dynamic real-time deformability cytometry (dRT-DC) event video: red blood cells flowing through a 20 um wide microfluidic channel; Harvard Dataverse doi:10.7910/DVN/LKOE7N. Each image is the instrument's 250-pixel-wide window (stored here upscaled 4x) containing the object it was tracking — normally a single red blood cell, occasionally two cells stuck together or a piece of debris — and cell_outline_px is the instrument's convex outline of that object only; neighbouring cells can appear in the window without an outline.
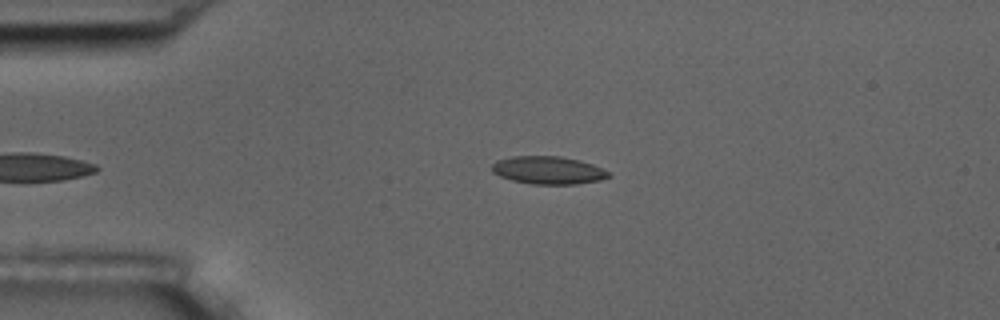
{"species": "common noctule bat (a hibernating species)", "species_latin": "Nyctalus noctula", "temperature_condition": "room temperature", "stored_images_in_passage": 38, "camera_frame_rate_fps": 3000, "um_per_image_px": 0.085, "animal": {"sex": "male", "body_mass_g": 17.5, "forearm_length_mm": 52.3}, "frame": {"image": 1, "passage_image": 2, "time_ms": 0.333, "image_size_px": [1000, 320], "cell_outline_px": [[612, 176], [600, 180], [576, 184], [532, 184], [512, 180], [500, 176], [492, 172], [492, 164], [496, 160], [512, 156], [560, 156], [580, 160], [592, 164], [608, 172]], "centroid_in_image_um": [46.58, 14.46], "position_along_channel_um": 38.4, "area_um2": 18.9}}
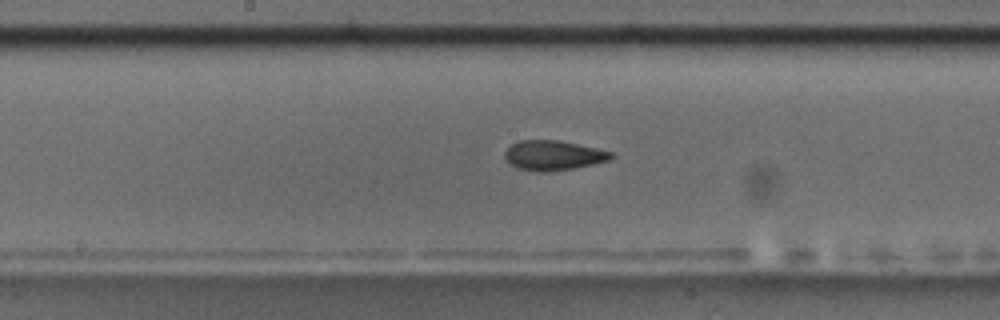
{"frame": {"image": 2, "passage_image": 18, "time_ms": 5.667, "image_size_px": [1000, 320], "cell_outline_px": [[616, 156], [608, 160], [592, 164], [572, 168], [548, 172], [536, 172], [520, 168], [512, 164], [504, 156], [504, 152], [512, 144], [520, 140], [560, 140], [596, 148], [612, 152]], "centroid_in_image_um": [47.04, 13.2], "position_along_channel_um": 201.2, "area_um2": 18.26}}
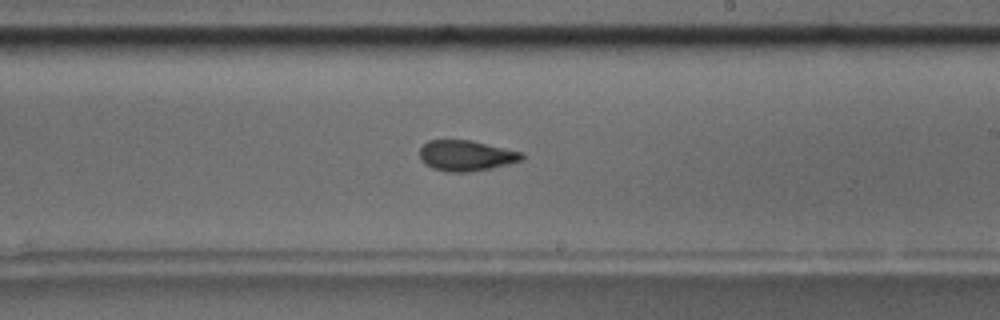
{"frame": {"image": 3, "passage_image": 22, "time_ms": 7.0, "image_size_px": [1000, 320], "cell_outline_px": [[524, 160], [492, 168], [468, 172], [448, 172], [432, 168], [424, 164], [420, 160], [420, 148], [428, 140], [472, 140], [524, 152]], "centroid_in_image_um": [39.64, 13.23], "position_along_channel_um": 249.4, "area_um2": 18.5}, "authors_computed_cell_mechanics": {"area_um2": 18.3515, "velocity_mm_per_s": 3.634, "shape_relaxation_time_tau1_ms": 3.2961, "shape_relaxation_time_tau2_ms": 1.4757, "deformation_change_tau1": 0.1271, "deformation_change_tau2": 0.0659}}